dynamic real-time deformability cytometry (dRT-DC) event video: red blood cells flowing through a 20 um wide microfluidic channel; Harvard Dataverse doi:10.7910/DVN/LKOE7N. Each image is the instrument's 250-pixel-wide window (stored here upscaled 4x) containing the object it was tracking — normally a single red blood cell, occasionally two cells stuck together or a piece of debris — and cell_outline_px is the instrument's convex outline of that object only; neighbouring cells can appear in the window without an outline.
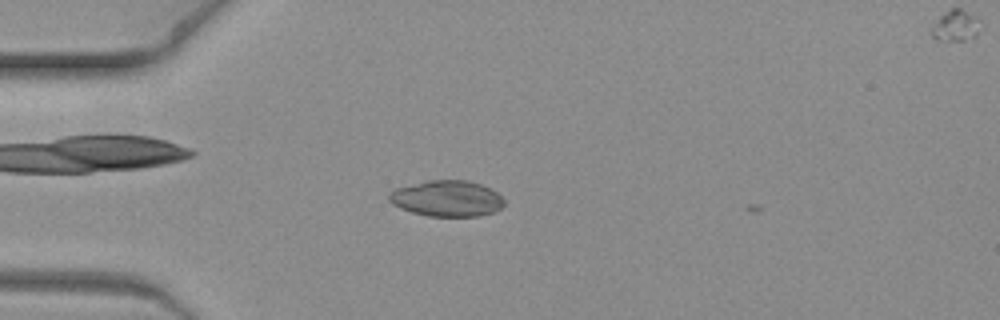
{"species": "common noctule bat (a hibernating species)", "species_latin": "Nyctalus noctula", "temperature_condition": "warm", "stored_images_in_passage": 7, "camera_frame_rate_fps": 3000, "um_per_image_px": 0.085, "animal": {"sex": "female", "body_mass_g": 19.3, "forearm_length_mm": 54.1}, "frame": {"image": 1, "passage_image": 6, "time_ms": 1.667, "image_size_px": [1000, 320], "cell_outline_px": [[504, 204], [500, 208], [492, 212], [476, 216], [428, 216], [412, 212], [400, 208], [392, 204], [388, 200], [388, 192], [392, 188], [428, 180], [468, 180], [480, 184], [496, 192], [504, 200]], "centroid_in_image_um": [37.91, 16.86], "position_along_channel_um": 47.1, "area_um2": 24.22}}